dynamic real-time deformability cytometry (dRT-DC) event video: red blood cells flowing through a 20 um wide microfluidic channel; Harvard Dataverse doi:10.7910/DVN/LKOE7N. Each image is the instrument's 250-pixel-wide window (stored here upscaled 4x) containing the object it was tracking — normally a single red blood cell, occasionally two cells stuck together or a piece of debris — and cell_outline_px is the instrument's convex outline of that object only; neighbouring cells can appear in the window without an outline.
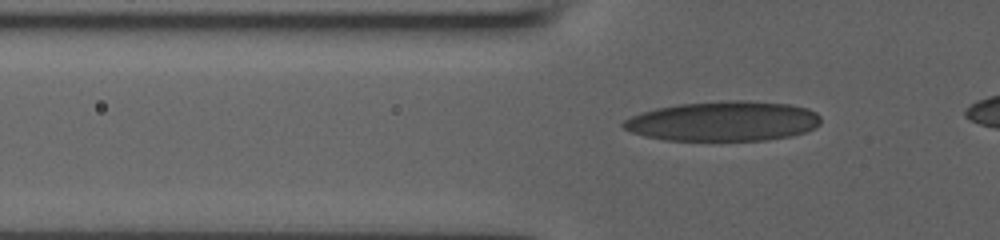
{"species": "human", "species_latin": "Homo sapiens", "temperature_condition": "room temperature", "stored_images_in_passage": 33, "camera_frame_rate_fps": 3000, "um_per_image_px": 0.085, "donor": {"sex": "male"}, "frame": {"image": 1, "passage_image": 4, "time_ms": 1.0, "image_size_px": [1000, 240], "cell_outline_px": [[820, 124], [804, 132], [792, 136], [768, 140], [664, 140], [644, 136], [632, 132], [624, 128], [620, 124], [624, 120], [640, 112], [656, 108], [680, 104], [728, 100], [744, 100], [788, 104], [808, 108], [816, 112], [820, 116]], "centroid_in_image_um": [61.48, 10.3], "position_along_channel_um": 64.3, "area_um2": 45.89}}
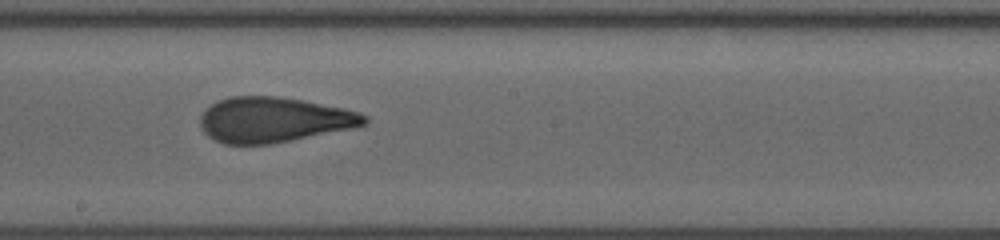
{"frame": {"image": 2, "passage_image": 16, "time_ms": 5.0, "image_size_px": [1000, 240], "cell_outline_px": [[368, 120], [364, 124], [356, 128], [272, 144], [224, 144], [212, 140], [204, 132], [200, 124], [200, 116], [204, 108], [216, 100], [228, 96], [276, 96], [300, 100], [344, 108], [360, 112], [368, 116]], "centroid_in_image_um": [23.24, 10.18], "position_along_channel_um": 225.0, "area_um2": 43.75}}
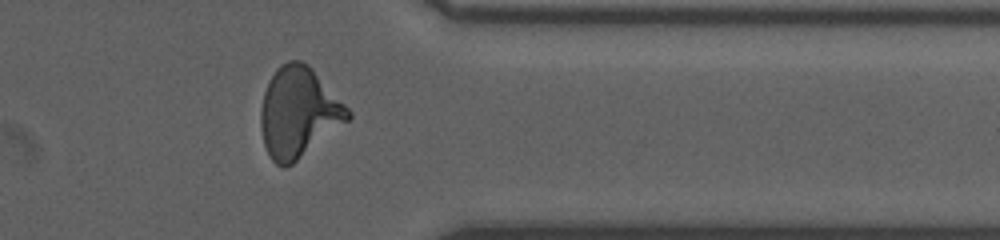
{"frame": {"image": 3, "passage_image": 28, "time_ms": 9.0, "image_size_px": [1000, 240], "cell_outline_px": [[352, 116], [348, 120], [292, 164], [284, 168], [276, 164], [272, 160], [264, 144], [260, 128], [260, 112], [264, 92], [268, 80], [276, 68], [280, 64], [288, 60], [300, 60], [308, 64], [312, 68], [352, 112]], "centroid_in_image_um": [25.35, 9.53], "position_along_channel_um": 386.1, "area_um2": 45.55}}